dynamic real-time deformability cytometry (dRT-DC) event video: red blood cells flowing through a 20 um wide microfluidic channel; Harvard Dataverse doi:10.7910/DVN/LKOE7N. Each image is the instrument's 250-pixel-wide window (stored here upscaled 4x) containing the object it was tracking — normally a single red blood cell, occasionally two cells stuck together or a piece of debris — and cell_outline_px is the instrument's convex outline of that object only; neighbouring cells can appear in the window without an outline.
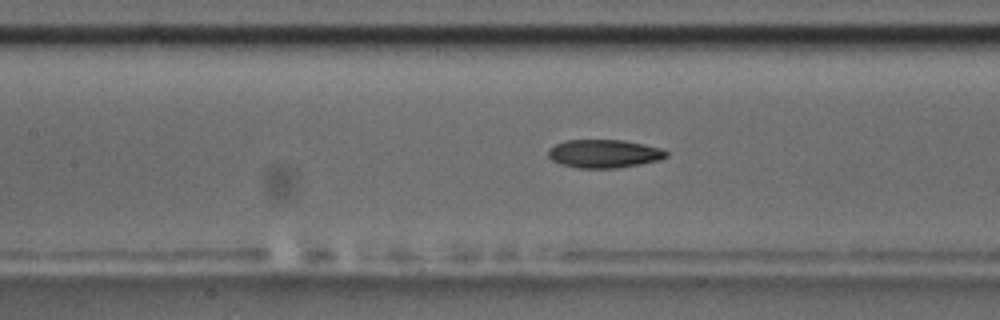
{"species": "common noctule bat (a hibernating species)", "species_latin": "Nyctalus noctula", "temperature_condition": "room temperature", "stored_images_in_passage": 34, "camera_frame_rate_fps": 3000, "um_per_image_px": 0.085, "animal": {"sex": "male", "body_mass_g": 17.5, "forearm_length_mm": 52.3}, "frame": {"image": 1, "passage_image": 15, "time_ms": 4.667, "image_size_px": [1000, 320], "cell_outline_px": [[668, 156], [660, 160], [640, 164], [616, 168], [580, 168], [560, 164], [552, 160], [548, 156], [548, 148], [564, 140], [624, 140], [644, 144], [660, 148], [668, 152]], "centroid_in_image_um": [51.34, 13.06], "position_along_channel_um": 156.1, "area_um2": 19.54}}
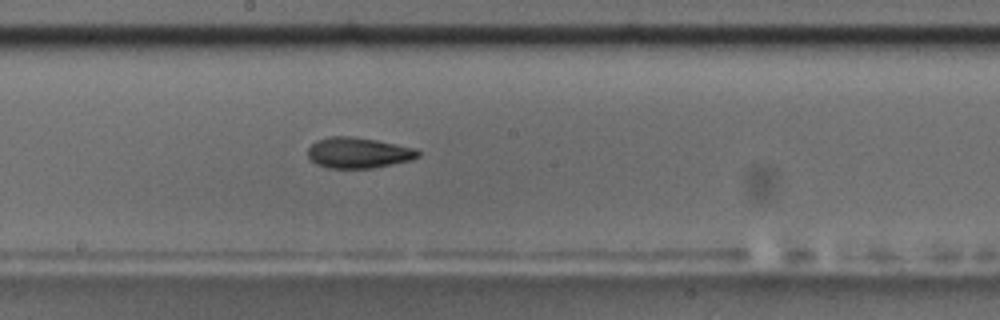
{"frame": {"image": 2, "passage_image": 20, "time_ms": 6.333, "image_size_px": [1000, 320], "cell_outline_px": [[420, 156], [412, 160], [372, 168], [328, 168], [316, 164], [308, 160], [308, 148], [316, 140], [328, 136], [352, 136], [376, 140], [416, 148], [420, 152]], "centroid_in_image_um": [30.44, 12.98], "position_along_channel_um": 217.8, "area_um2": 19.94}, "authors_computed_cell_mechanics": {"area_um2": 19.5942, "velocity_mm_per_s": 3.7311, "shape_relaxation_time_tau1_ms": null, "shape_relaxation_time_tau2_ms": 4.2041, "deformation_change_tau1": null, "deformation_change_tau2": 0.1254}}